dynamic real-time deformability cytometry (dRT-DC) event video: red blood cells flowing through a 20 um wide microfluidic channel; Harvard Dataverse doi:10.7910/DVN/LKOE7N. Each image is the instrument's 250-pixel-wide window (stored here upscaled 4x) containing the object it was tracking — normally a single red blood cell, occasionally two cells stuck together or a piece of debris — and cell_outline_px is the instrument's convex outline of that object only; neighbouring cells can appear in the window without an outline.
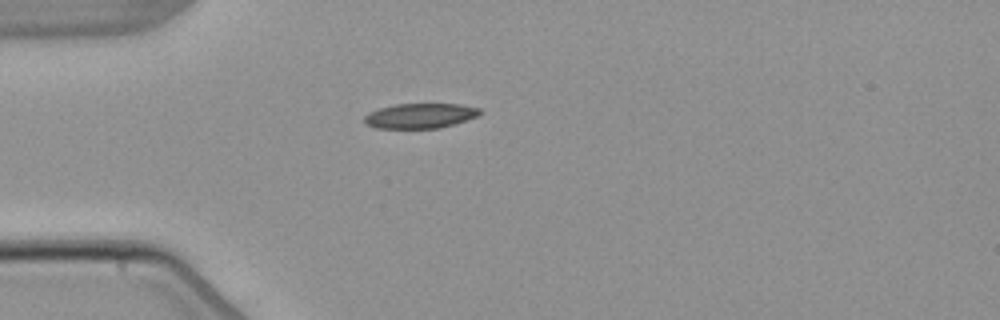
{"species": "common noctule bat (a hibernating species)", "species_latin": "Nyctalus noctula", "temperature_condition": "warm", "stored_images_in_passage": 1, "camera_frame_rate_fps": 3000, "um_per_image_px": 0.085, "animal": {"sex": "male", "body_mass_g": 21.5, "forearm_length_mm": 52.0}, "frame": {"image": 1, "passage_image": 1, "time_ms": 0.0, "image_size_px": [1000, 320], "cell_outline_px": [[484, 112], [480, 116], [440, 128], [376, 128], [368, 124], [364, 120], [364, 116], [368, 112], [380, 108], [396, 104], [460, 104], [480, 108]], "centroid_in_image_um": [35.77, 9.84], "position_along_channel_um": 49.2, "area_um2": 16.88}}